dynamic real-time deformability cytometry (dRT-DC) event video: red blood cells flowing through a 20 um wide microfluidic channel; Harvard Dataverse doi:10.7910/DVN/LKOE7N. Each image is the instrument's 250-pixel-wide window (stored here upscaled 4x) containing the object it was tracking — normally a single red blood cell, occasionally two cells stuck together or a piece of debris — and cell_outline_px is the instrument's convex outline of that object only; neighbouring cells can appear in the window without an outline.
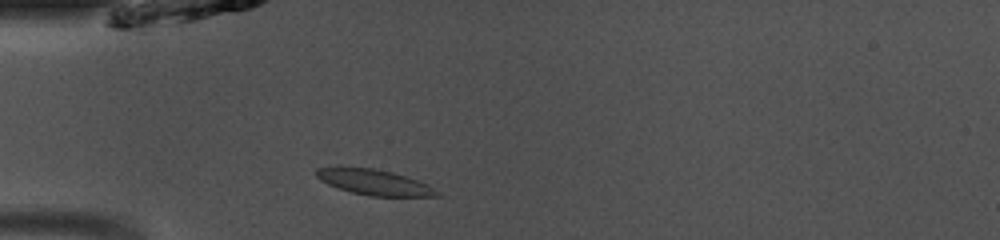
{"species": "common noctule bat (a hibernating species)", "species_latin": "Nyctalus noctula", "temperature_condition": "room temperature", "stored_images_in_passage": 7, "camera_frame_rate_fps": 3000, "um_per_image_px": 0.085, "animal": {"sex": "male", "body_mass_g": 13.0, "forearm_length_mm": 53.1}, "frame": {"image": 1, "passage_image": 3, "time_ms": 0.667, "image_size_px": [1000, 240], "cell_outline_px": [[440, 196], [368, 196], [352, 192], [328, 184], [320, 180], [316, 176], [316, 168], [372, 168], [392, 172], [428, 184]], "centroid_in_image_um": [31.8, 15.5], "position_along_channel_um": 53.2, "area_um2": 17.34}}